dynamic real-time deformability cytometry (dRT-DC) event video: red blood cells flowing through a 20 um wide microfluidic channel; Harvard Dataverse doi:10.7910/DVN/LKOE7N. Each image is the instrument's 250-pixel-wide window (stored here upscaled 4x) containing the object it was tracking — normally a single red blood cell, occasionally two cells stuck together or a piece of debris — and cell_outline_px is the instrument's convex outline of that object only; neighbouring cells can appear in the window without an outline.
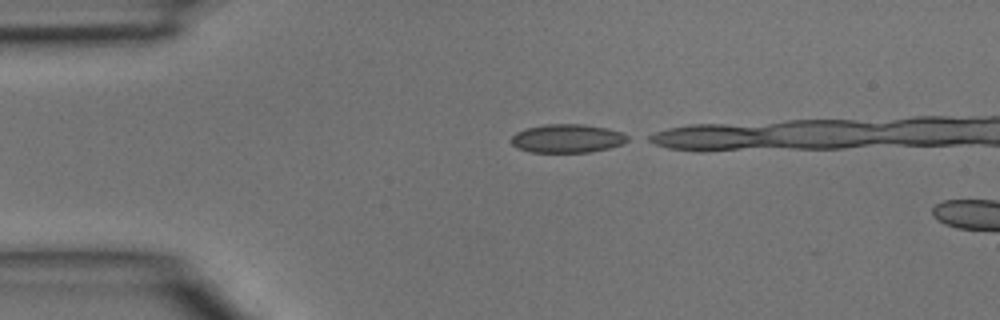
{"species": "common noctule bat (a hibernating species)", "species_latin": "Nyctalus noctula", "temperature_condition": "room temperature", "stored_images_in_passage": 2, "camera_frame_rate_fps": 3000, "um_per_image_px": 0.085, "animal": {"sex": "male", "body_mass_g": 15.6}, "frame": {"image": 1, "passage_image": 1, "time_ms": 0.0, "image_size_px": [1000, 320], "cell_outline_px": [[632, 140], [624, 144], [592, 152], [532, 152], [516, 148], [508, 140], [516, 132], [528, 128], [544, 124], [584, 124], [608, 128], [620, 132], [628, 136]], "centroid_in_image_um": [48.23, 11.77], "position_along_channel_um": 36.8, "area_um2": 19.59}}